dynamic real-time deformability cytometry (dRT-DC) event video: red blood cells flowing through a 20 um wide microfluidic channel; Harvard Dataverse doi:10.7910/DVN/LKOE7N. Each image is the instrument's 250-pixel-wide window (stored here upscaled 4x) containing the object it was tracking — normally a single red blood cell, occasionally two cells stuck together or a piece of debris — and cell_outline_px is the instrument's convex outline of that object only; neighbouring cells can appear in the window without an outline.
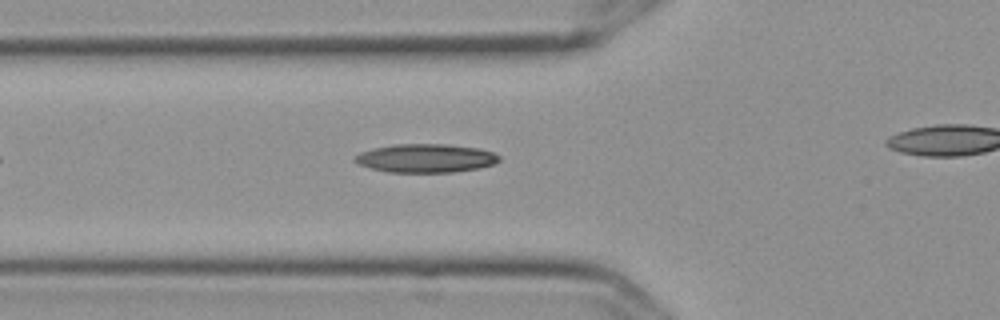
{"species": "Egyptian fruit bat (a non-hibernating species)", "species_latin": "Rousettus aegyptiacus", "temperature_condition": "cold", "stored_images_in_passage": 28, "camera_frame_rate_fps": 3000, "um_per_image_px": 0.085, "frame": {"image": 1, "passage_image": 7, "time_ms": 2.0, "image_size_px": [1000, 320], "cell_outline_px": [[500, 160], [492, 164], [476, 168], [452, 172], [388, 172], [372, 168], [360, 164], [352, 160], [352, 156], [360, 152], [372, 148], [392, 144], [448, 144], [480, 148], [492, 152], [500, 156]], "centroid_in_image_um": [36.14, 13.43], "position_along_channel_um": 89.7, "area_um2": 24.04}}
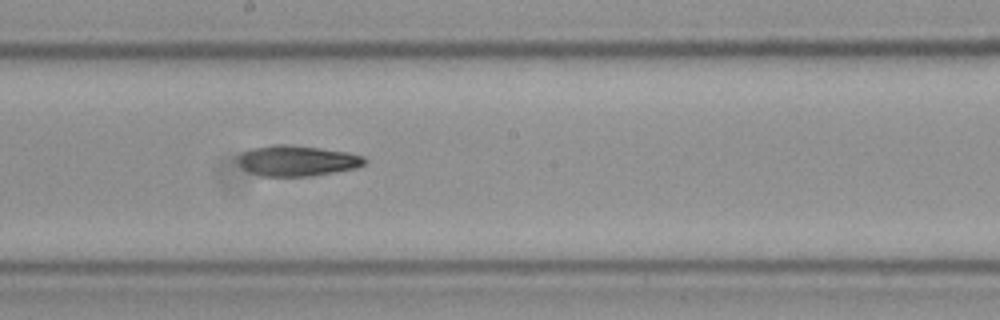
{"frame": {"image": 2, "passage_image": 18, "time_ms": 5.667, "image_size_px": [1000, 320], "cell_outline_px": [[368, 160], [364, 164], [356, 168], [312, 176], [260, 176], [244, 168], [240, 164], [240, 156], [244, 152], [252, 148], [272, 144], [284, 144], [320, 148], [348, 152], [364, 156]], "centroid_in_image_um": [25.32, 13.66], "position_along_channel_um": 222.9, "area_um2": 22.37}}
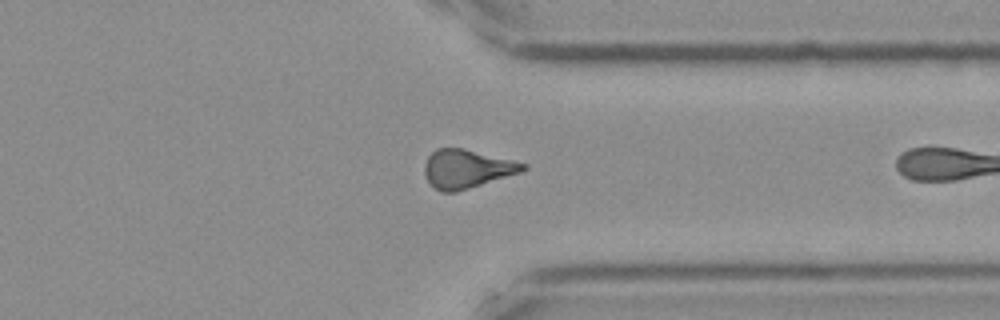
{"frame": {"image": 3, "passage_image": 27, "time_ms": 8.667, "image_size_px": [1000, 320], "cell_outline_px": [[528, 168], [520, 172], [456, 192], [440, 192], [428, 180], [424, 172], [424, 164], [428, 156], [436, 148], [464, 148], [528, 164]], "centroid_in_image_um": [39.66, 14.34], "position_along_channel_um": 371.7, "area_um2": 21.91}}